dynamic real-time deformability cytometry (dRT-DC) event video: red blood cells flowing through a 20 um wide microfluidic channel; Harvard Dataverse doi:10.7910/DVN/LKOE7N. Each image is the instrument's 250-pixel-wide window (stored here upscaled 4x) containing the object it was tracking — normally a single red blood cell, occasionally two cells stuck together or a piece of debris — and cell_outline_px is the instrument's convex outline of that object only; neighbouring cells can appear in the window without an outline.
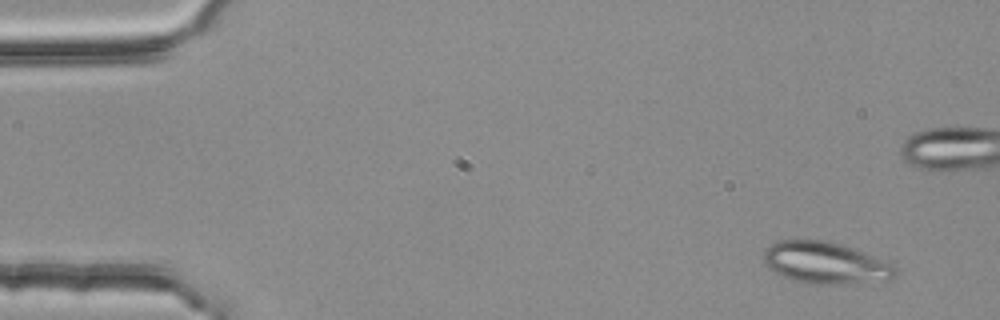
{"species": "common noctule bat (a hibernating species)", "species_latin": "Nyctalus noctula", "temperature_condition": "room temperature", "stored_images_in_passage": 5, "camera_frame_rate_fps": 3000, "um_per_image_px": 0.085, "animal": {"sex": "female", "body_mass_g": 25.1}, "frame": {"image": 1, "passage_image": 1, "time_ms": 0.0, "image_size_px": [1000, 320], "cell_outline_px": [[896, 276], [888, 280], [840, 284], [804, 284], [792, 280], [772, 272], [764, 264], [760, 256], [764, 248], [780, 240], [828, 240], [876, 256], [892, 264], [896, 268]], "centroid_in_image_um": [70.09, 22.35], "position_along_channel_um": 14.9, "area_um2": 32.6}}